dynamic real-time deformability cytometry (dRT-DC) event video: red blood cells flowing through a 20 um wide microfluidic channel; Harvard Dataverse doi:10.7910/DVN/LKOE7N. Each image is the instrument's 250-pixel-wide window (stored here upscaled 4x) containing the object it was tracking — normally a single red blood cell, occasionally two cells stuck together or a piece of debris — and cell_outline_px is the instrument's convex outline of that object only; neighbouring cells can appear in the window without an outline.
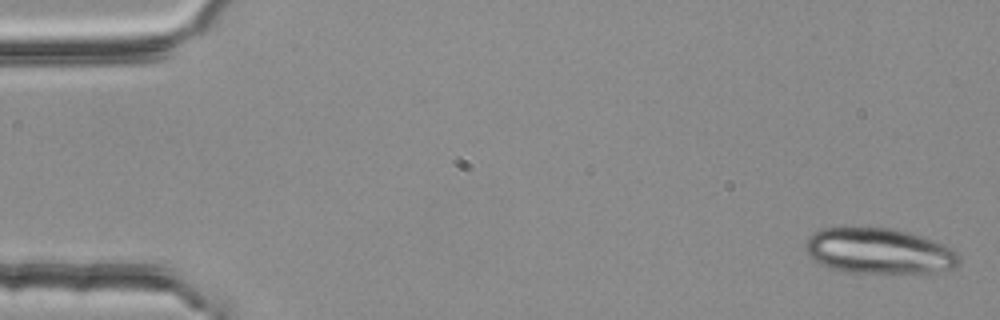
{"species": "common noctule bat (a hibernating species)", "species_latin": "Nyctalus noctula", "temperature_condition": "room temperature", "stored_images_in_passage": 5, "segment_of_instrument_passage": [2, 2], "camera_frame_rate_fps": 3000, "um_per_image_px": 0.085, "animal": {"sex": "female", "body_mass_g": 25.1}, "frame": {"image": 1, "passage_image": 5, "time_ms": 1.333, "image_size_px": [1000, 320], "cell_outline_px": [[960, 260], [952, 268], [944, 272], [924, 276], [856, 272], [832, 268], [820, 264], [812, 260], [808, 256], [808, 236], [812, 232], [820, 228], [848, 224], [892, 228], [908, 232], [944, 244], [952, 248], [960, 256]], "centroid_in_image_um": [74.75, 21.33], "position_along_channel_um": 10.3, "area_um2": 42.66}}